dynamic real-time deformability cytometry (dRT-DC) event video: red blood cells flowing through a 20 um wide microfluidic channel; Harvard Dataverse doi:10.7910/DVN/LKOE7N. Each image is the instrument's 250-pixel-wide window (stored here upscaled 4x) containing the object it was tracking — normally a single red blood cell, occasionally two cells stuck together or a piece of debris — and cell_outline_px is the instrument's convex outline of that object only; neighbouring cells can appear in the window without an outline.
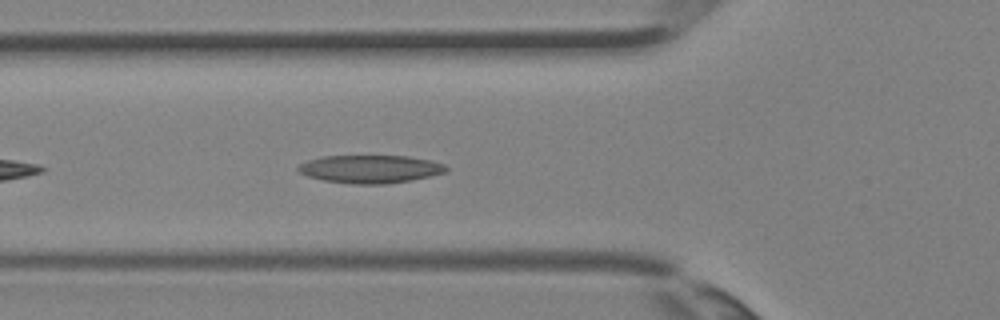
{"species": "Egyptian fruit bat (a non-hibernating species)", "species_latin": "Rousettus aegyptiacus", "temperature_condition": "room temperature", "stored_images_in_passage": 25, "camera_frame_rate_fps": 3000, "um_per_image_px": 0.085, "animal": {"sex": "female"}, "frame": {"image": 1, "passage_image": 2, "time_ms": 0.333, "image_size_px": [1000, 320], "cell_outline_px": [[448, 168], [444, 172], [412, 180], [384, 184], [352, 184], [324, 180], [308, 176], [300, 172], [296, 168], [300, 164], [308, 160], [320, 156], [408, 156], [432, 160], [444, 164]], "centroid_in_image_um": [31.46, 14.36], "position_along_channel_um": 94.3, "area_um2": 24.04}}
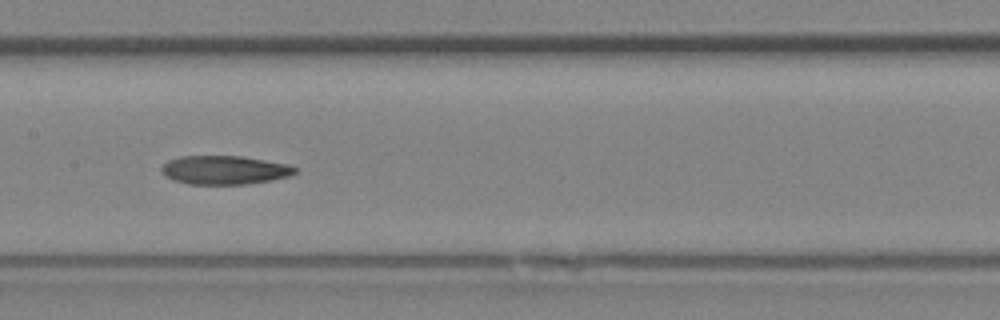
{"frame": {"image": 2, "passage_image": 7, "time_ms": 2.0, "image_size_px": [1000, 320], "cell_outline_px": [[296, 172], [288, 176], [248, 184], [188, 184], [172, 180], [164, 176], [160, 172], [160, 168], [168, 160], [180, 156], [244, 156], [288, 164], [296, 168]], "centroid_in_image_um": [19.02, 14.45], "position_along_channel_um": 188.4, "area_um2": 22.43}}
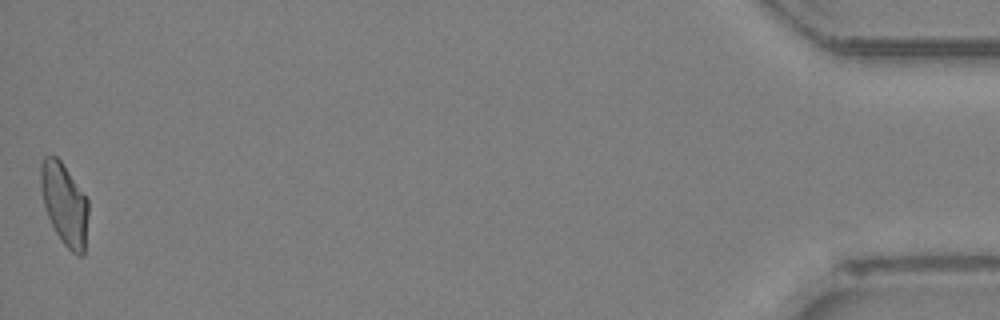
{"frame": {"image": 3, "passage_image": 25, "time_ms": 8.0, "image_size_px": [1000, 320], "cell_outline_px": [[88, 216], [84, 256], [80, 256], [72, 252], [60, 240], [48, 216], [44, 204], [40, 188], [40, 164], [44, 156], [56, 156], [60, 160], [88, 200]], "centroid_in_image_um": [5.47, 17.35], "position_along_channel_um": 429.7, "area_um2": 22.6}}